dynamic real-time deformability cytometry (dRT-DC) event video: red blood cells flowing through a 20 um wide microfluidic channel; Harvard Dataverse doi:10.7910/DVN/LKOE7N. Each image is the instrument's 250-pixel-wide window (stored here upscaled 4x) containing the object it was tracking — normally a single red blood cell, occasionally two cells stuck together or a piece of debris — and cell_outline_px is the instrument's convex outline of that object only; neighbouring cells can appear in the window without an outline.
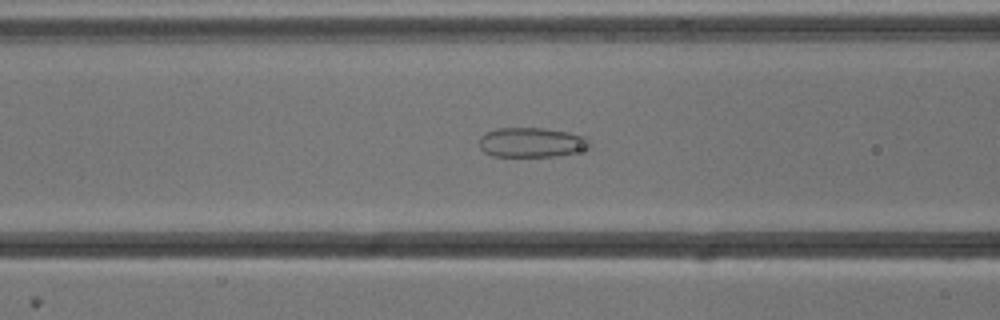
{"species": "common noctule bat (a hibernating species)", "species_latin": "Nyctalus noctula", "temperature_condition": "cold", "stored_images_in_passage": 52, "camera_frame_rate_fps": 3000, "um_per_image_px": 0.085, "animal": {"sex": "male", "body_mass_g": 13.3}, "frame": {"image": 1, "passage_image": 20, "time_ms": 6.333, "image_size_px": [1000, 320], "cell_outline_px": [[592, 148], [556, 156], [492, 156], [484, 152], [480, 148], [480, 136], [484, 132], [496, 128], [544, 128], [568, 132], [584, 136], [592, 144]], "centroid_in_image_um": [45.18, 12.1], "position_along_channel_um": 121.4, "area_um2": 19.25}}
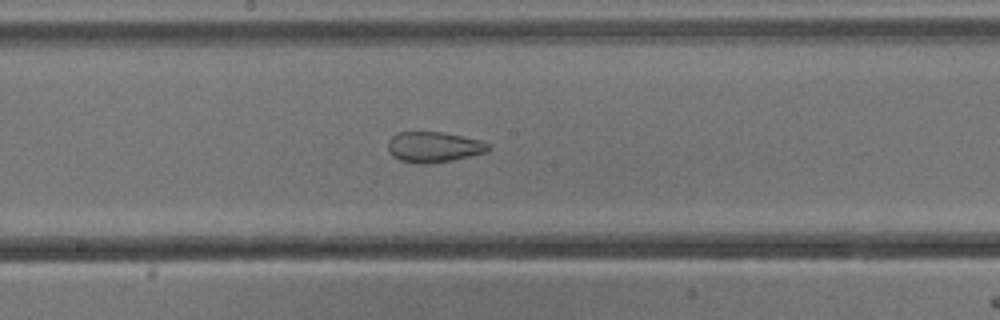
{"frame": {"image": 2, "passage_image": 27, "time_ms": 8.667, "image_size_px": [1000, 320], "cell_outline_px": [[492, 148], [488, 152], [452, 160], [428, 164], [420, 164], [400, 160], [392, 156], [388, 152], [388, 140], [396, 132], [444, 132], [480, 140], [492, 144]], "centroid_in_image_um": [36.89, 12.49], "position_along_channel_um": 211.3, "area_um2": 18.15}}
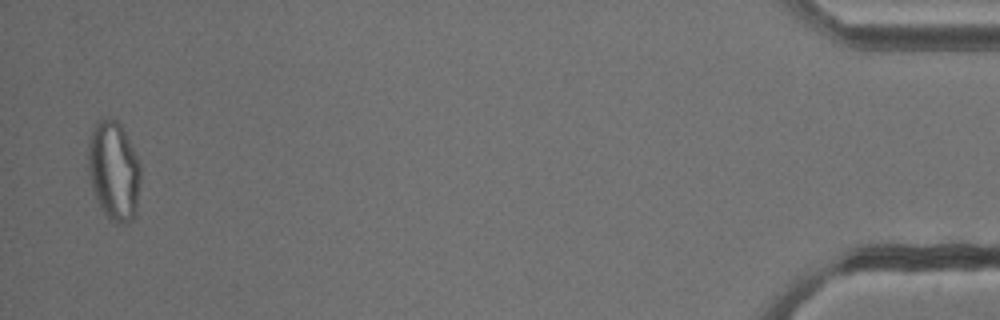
{"frame": {"image": 3, "passage_image": 51, "time_ms": 16.667, "image_size_px": [1000, 320], "cell_outline_px": [[140, 180], [136, 216], [124, 224], [120, 224], [112, 220], [104, 212], [96, 200], [92, 188], [88, 168], [88, 144], [92, 128], [96, 120], [108, 116], [116, 120], [120, 124], [140, 164]], "centroid_in_image_um": [9.66, 14.49], "position_along_channel_um": 425.5, "area_um2": 30.35}, "authors_computed_cell_mechanics": {"area_um2": 25.6343, "velocity_mm_per_s": 3.8338, "shape_relaxation_time_tau1_ms": null, "shape_relaxation_time_tau2_ms": 1.6739, "deformation_change_tau1": null, "deformation_change_tau2": 0.0899}}